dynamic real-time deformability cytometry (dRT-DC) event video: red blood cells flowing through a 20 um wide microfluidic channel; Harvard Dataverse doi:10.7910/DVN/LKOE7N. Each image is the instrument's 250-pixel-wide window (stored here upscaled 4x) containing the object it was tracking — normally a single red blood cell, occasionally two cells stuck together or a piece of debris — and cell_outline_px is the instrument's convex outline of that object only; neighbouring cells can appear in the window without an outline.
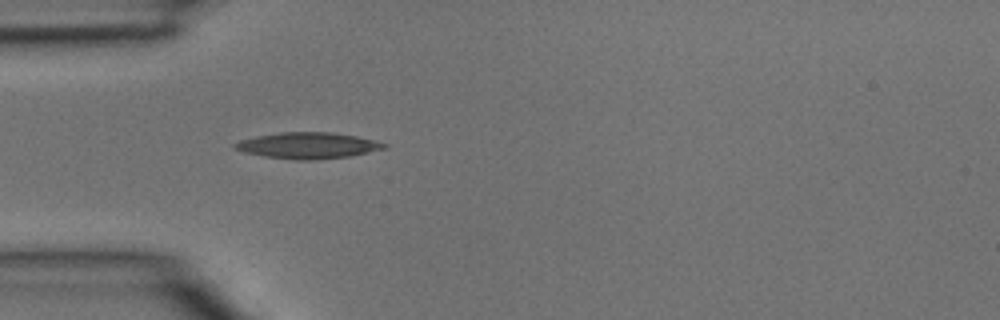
{"species": "common noctule bat (a hibernating species)", "species_latin": "Nyctalus noctula", "temperature_condition": "room temperature", "stored_images_in_passage": 1, "camera_frame_rate_fps": 3000, "um_per_image_px": 0.085, "animal": {"sex": "male", "body_mass_g": 15.6}, "frame": {"image": 1, "passage_image": 1, "time_ms": 0.0, "image_size_px": [1000, 320], "cell_outline_px": [[388, 148], [348, 156], [312, 160], [296, 160], [264, 156], [244, 152], [236, 148], [232, 144], [240, 140], [256, 136], [280, 132], [332, 132], [356, 136], [388, 144]], "centroid_in_image_um": [26.17, 12.36], "position_along_channel_um": 58.8, "area_um2": 22.6}}